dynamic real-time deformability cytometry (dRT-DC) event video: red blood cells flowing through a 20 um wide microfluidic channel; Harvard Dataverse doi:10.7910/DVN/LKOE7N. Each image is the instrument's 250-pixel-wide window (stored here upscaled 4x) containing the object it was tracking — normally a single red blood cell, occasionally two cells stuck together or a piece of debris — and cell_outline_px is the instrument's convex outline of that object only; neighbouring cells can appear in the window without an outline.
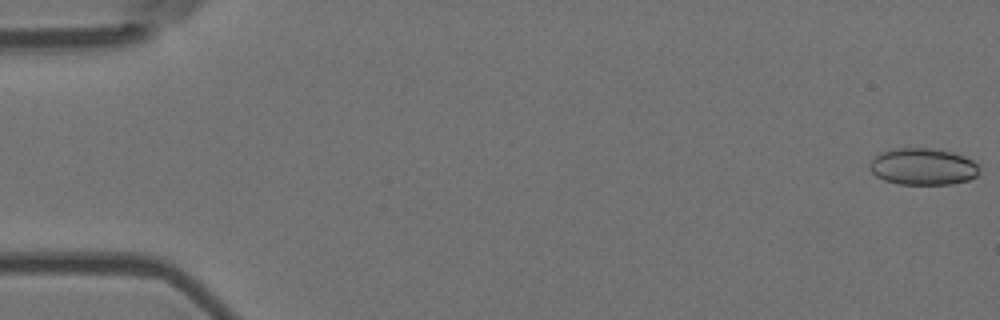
{"species": "Egyptian fruit bat (a non-hibernating species)", "species_latin": "Rousettus aegyptiacus", "temperature_condition": "room temperature", "stored_images_in_passage": 18, "camera_frame_rate_fps": 3000, "um_per_image_px": 0.085, "animal": {"sex": "female"}, "frame": {"image": 1, "passage_image": 1, "time_ms": 0.0, "image_size_px": [1000, 320], "cell_outline_px": [[980, 168], [976, 176], [968, 180], [952, 184], [900, 184], [884, 180], [876, 176], [868, 168], [868, 164], [880, 152], [892, 148], [932, 148], [952, 152], [964, 156], [980, 164]], "centroid_in_image_um": [78.45, 14.15], "position_along_channel_um": 6.6, "area_um2": 23.7}}
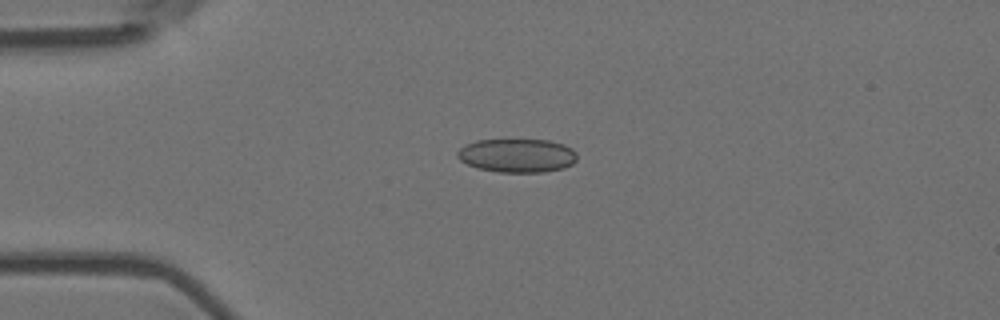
{"frame": {"image": 2, "passage_image": 14, "time_ms": 4.333, "image_size_px": [1000, 320], "cell_outline_px": [[576, 160], [572, 164], [564, 168], [544, 172], [500, 172], [476, 168], [460, 160], [456, 156], [456, 152], [464, 144], [476, 140], [548, 140], [564, 144], [572, 148], [576, 152]], "centroid_in_image_um": [43.94, 13.22], "position_along_channel_um": 41.1, "area_um2": 23.64}}